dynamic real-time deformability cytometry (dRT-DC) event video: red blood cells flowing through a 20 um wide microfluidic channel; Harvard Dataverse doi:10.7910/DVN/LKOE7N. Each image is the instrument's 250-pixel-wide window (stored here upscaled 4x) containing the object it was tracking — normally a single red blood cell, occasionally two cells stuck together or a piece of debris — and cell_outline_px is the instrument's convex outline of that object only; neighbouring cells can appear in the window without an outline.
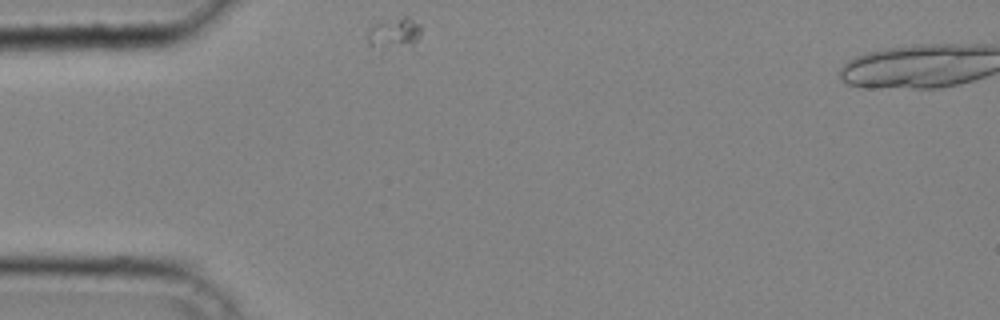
{"species": "common noctule bat (a hibernating species)", "species_latin": "Nyctalus noctula", "temperature_condition": "cold", "stored_images_in_passage": 25, "camera_frame_rate_fps": 3000, "um_per_image_px": 0.085, "animal": {"sex": "male", "body_mass_g": 20.4}, "frame": {"image": 1, "passage_image": 1, "time_ms": 0.0, "image_size_px": [1000, 320], "cell_outline_px": [[420, 36], [412, 44], [380, 56], [368, 44], [368, 28], [372, 24], [404, 16], [408, 16], [420, 24]], "centroid_in_image_um": [33.41, 2.94], "position_along_channel_um": 51.6, "area_um2": 10.64}}
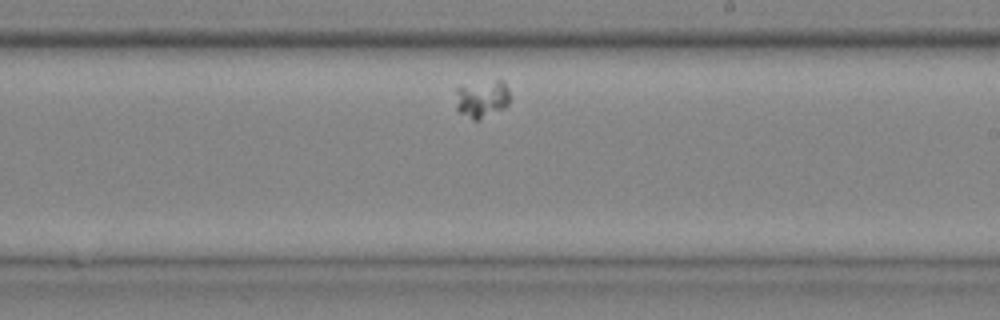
{"frame": {"image": 2, "passage_image": 16, "time_ms": 5.0, "image_size_px": [1000, 320], "cell_outline_px": [[512, 96], [508, 104], [504, 108], [476, 120], [472, 120], [460, 112], [456, 108], [456, 88], [496, 80], [504, 80]], "centroid_in_image_um": [41.01, 8.4], "position_along_channel_um": 248.0, "area_um2": 11.73}}
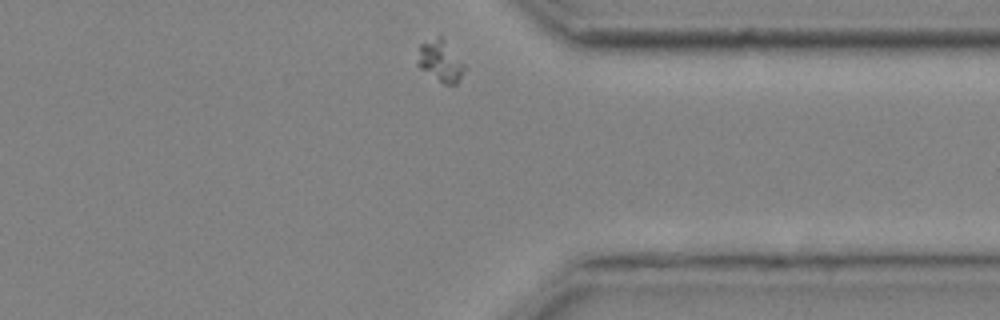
{"frame": {"image": 3, "passage_image": 25, "time_ms": 8.0, "image_size_px": [1000, 320], "cell_outline_px": [[464, 68], [456, 84], [444, 84], [420, 68], [416, 64], [416, 60], [420, 44], [440, 36], [444, 40], [464, 64]], "centroid_in_image_um": [37.38, 5.19], "position_along_channel_um": 374.0, "area_um2": 10.87}}